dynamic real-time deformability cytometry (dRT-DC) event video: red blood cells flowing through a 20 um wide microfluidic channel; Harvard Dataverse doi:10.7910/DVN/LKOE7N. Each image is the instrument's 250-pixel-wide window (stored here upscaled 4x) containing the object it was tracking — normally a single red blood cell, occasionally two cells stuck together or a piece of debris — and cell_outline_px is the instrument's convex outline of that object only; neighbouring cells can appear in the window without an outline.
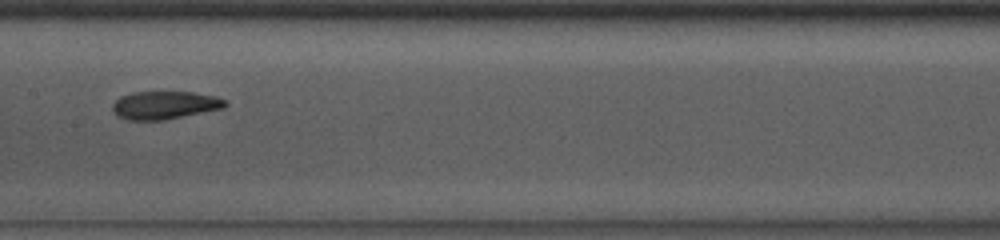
{"species": "common noctule bat (a hibernating species)", "species_latin": "Nyctalus noctula", "temperature_condition": "room temperature", "stored_images_in_passage": 22, "camera_frame_rate_fps": 3000, "um_per_image_px": 0.085, "animal": {"sex": "male", "body_mass_g": 13.0, "forearm_length_mm": 53.1}, "frame": {"image": 1, "passage_image": 13, "time_ms": 4.0, "image_size_px": [1000, 240], "cell_outline_px": [[228, 104], [224, 108], [164, 120], [128, 120], [116, 116], [112, 108], [112, 104], [120, 96], [132, 92], [192, 92], [216, 96], [228, 100]], "centroid_in_image_um": [14.01, 8.93], "position_along_channel_um": 193.4, "area_um2": 18.55}}
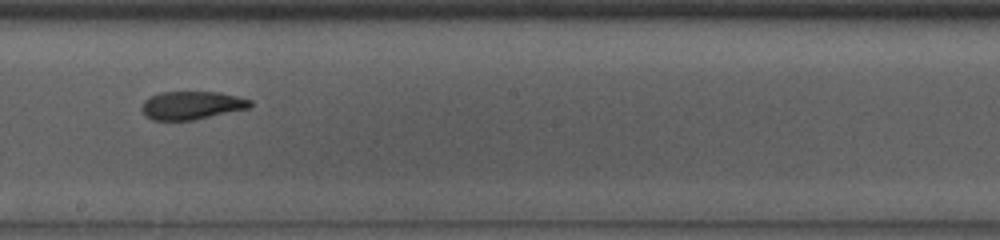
{"frame": {"image": 2, "passage_image": 16, "time_ms": 5.0, "image_size_px": [1000, 240], "cell_outline_px": [[252, 104], [248, 108], [192, 120], [152, 120], [144, 112], [144, 100], [160, 92], [220, 92], [252, 100]], "centroid_in_image_um": [16.33, 8.94], "position_along_channel_um": 231.9, "area_um2": 17.4}}
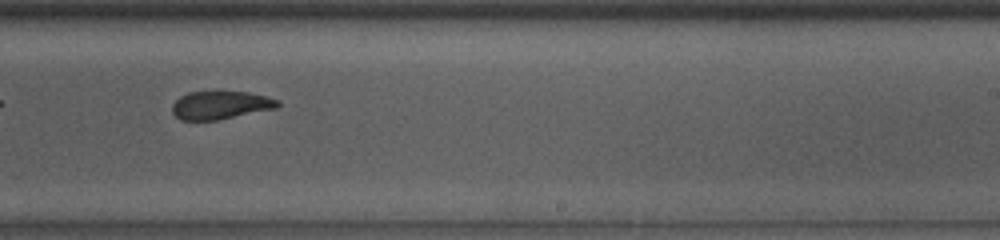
{"frame": {"image": 3, "passage_image": 19, "time_ms": 6.0, "image_size_px": [1000, 240], "cell_outline_px": [[280, 104], [276, 108], [216, 120], [180, 120], [172, 112], [172, 104], [180, 96], [188, 92], [216, 88], [248, 92], [264, 96], [276, 100]], "centroid_in_image_um": [18.68, 8.88], "position_along_channel_um": 270.3, "area_um2": 17.86}}